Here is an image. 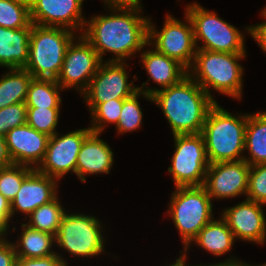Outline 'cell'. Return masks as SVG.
Here are the masks:
<instances>
[{
	"label": "cell",
	"mask_w": 266,
	"mask_h": 266,
	"mask_svg": "<svg viewBox=\"0 0 266 266\" xmlns=\"http://www.w3.org/2000/svg\"><path fill=\"white\" fill-rule=\"evenodd\" d=\"M141 61L149 80L160 85L162 89L179 83L188 75V70L178 61L158 52L156 49L140 52Z\"/></svg>",
	"instance_id": "20"
},
{
	"label": "cell",
	"mask_w": 266,
	"mask_h": 266,
	"mask_svg": "<svg viewBox=\"0 0 266 266\" xmlns=\"http://www.w3.org/2000/svg\"><path fill=\"white\" fill-rule=\"evenodd\" d=\"M63 90L53 79L32 78L25 100L27 108H60V91Z\"/></svg>",
	"instance_id": "26"
},
{
	"label": "cell",
	"mask_w": 266,
	"mask_h": 266,
	"mask_svg": "<svg viewBox=\"0 0 266 266\" xmlns=\"http://www.w3.org/2000/svg\"><path fill=\"white\" fill-rule=\"evenodd\" d=\"M140 95L153 102L151 95L139 90L129 98L124 99L119 122L116 126L119 134L132 132L142 126L143 113L138 101V97H141Z\"/></svg>",
	"instance_id": "29"
},
{
	"label": "cell",
	"mask_w": 266,
	"mask_h": 266,
	"mask_svg": "<svg viewBox=\"0 0 266 266\" xmlns=\"http://www.w3.org/2000/svg\"><path fill=\"white\" fill-rule=\"evenodd\" d=\"M249 170L244 159L209 164L203 186L212 200L246 195Z\"/></svg>",
	"instance_id": "14"
},
{
	"label": "cell",
	"mask_w": 266,
	"mask_h": 266,
	"mask_svg": "<svg viewBox=\"0 0 266 266\" xmlns=\"http://www.w3.org/2000/svg\"><path fill=\"white\" fill-rule=\"evenodd\" d=\"M125 62L103 61L90 80L88 88L81 94L91 112L98 104L112 99H126L138 91L133 81L128 83Z\"/></svg>",
	"instance_id": "11"
},
{
	"label": "cell",
	"mask_w": 266,
	"mask_h": 266,
	"mask_svg": "<svg viewBox=\"0 0 266 266\" xmlns=\"http://www.w3.org/2000/svg\"><path fill=\"white\" fill-rule=\"evenodd\" d=\"M84 0H29L31 22L40 26L64 27L83 31L86 18L82 14Z\"/></svg>",
	"instance_id": "15"
},
{
	"label": "cell",
	"mask_w": 266,
	"mask_h": 266,
	"mask_svg": "<svg viewBox=\"0 0 266 266\" xmlns=\"http://www.w3.org/2000/svg\"><path fill=\"white\" fill-rule=\"evenodd\" d=\"M64 27L40 26L32 23L29 59L25 70L33 78L56 80L60 74L68 46L77 37Z\"/></svg>",
	"instance_id": "5"
},
{
	"label": "cell",
	"mask_w": 266,
	"mask_h": 266,
	"mask_svg": "<svg viewBox=\"0 0 266 266\" xmlns=\"http://www.w3.org/2000/svg\"><path fill=\"white\" fill-rule=\"evenodd\" d=\"M5 234L7 235L8 233H6L2 228H0V243L6 239Z\"/></svg>",
	"instance_id": "43"
},
{
	"label": "cell",
	"mask_w": 266,
	"mask_h": 266,
	"mask_svg": "<svg viewBox=\"0 0 266 266\" xmlns=\"http://www.w3.org/2000/svg\"><path fill=\"white\" fill-rule=\"evenodd\" d=\"M11 218V203L0 193V228L5 232L9 229V221H11Z\"/></svg>",
	"instance_id": "38"
},
{
	"label": "cell",
	"mask_w": 266,
	"mask_h": 266,
	"mask_svg": "<svg viewBox=\"0 0 266 266\" xmlns=\"http://www.w3.org/2000/svg\"><path fill=\"white\" fill-rule=\"evenodd\" d=\"M68 46L56 82L64 90L76 88L82 94L102 63L92 45L81 35Z\"/></svg>",
	"instance_id": "12"
},
{
	"label": "cell",
	"mask_w": 266,
	"mask_h": 266,
	"mask_svg": "<svg viewBox=\"0 0 266 266\" xmlns=\"http://www.w3.org/2000/svg\"><path fill=\"white\" fill-rule=\"evenodd\" d=\"M32 27L10 29L0 26V66L25 68L29 59V38Z\"/></svg>",
	"instance_id": "21"
},
{
	"label": "cell",
	"mask_w": 266,
	"mask_h": 266,
	"mask_svg": "<svg viewBox=\"0 0 266 266\" xmlns=\"http://www.w3.org/2000/svg\"><path fill=\"white\" fill-rule=\"evenodd\" d=\"M58 199L57 196L51 202L35 209L29 215V223L27 222L25 224L33 229L56 236L62 217L66 212Z\"/></svg>",
	"instance_id": "27"
},
{
	"label": "cell",
	"mask_w": 266,
	"mask_h": 266,
	"mask_svg": "<svg viewBox=\"0 0 266 266\" xmlns=\"http://www.w3.org/2000/svg\"><path fill=\"white\" fill-rule=\"evenodd\" d=\"M101 225L96 216L65 212L55 236L56 244L77 257H96L105 252Z\"/></svg>",
	"instance_id": "8"
},
{
	"label": "cell",
	"mask_w": 266,
	"mask_h": 266,
	"mask_svg": "<svg viewBox=\"0 0 266 266\" xmlns=\"http://www.w3.org/2000/svg\"><path fill=\"white\" fill-rule=\"evenodd\" d=\"M264 204L243 200L234 206L228 207L220 215L232 231L235 239L255 242L259 245L266 240V218Z\"/></svg>",
	"instance_id": "16"
},
{
	"label": "cell",
	"mask_w": 266,
	"mask_h": 266,
	"mask_svg": "<svg viewBox=\"0 0 266 266\" xmlns=\"http://www.w3.org/2000/svg\"><path fill=\"white\" fill-rule=\"evenodd\" d=\"M16 259L13 243L5 239L0 243V266H15Z\"/></svg>",
	"instance_id": "36"
},
{
	"label": "cell",
	"mask_w": 266,
	"mask_h": 266,
	"mask_svg": "<svg viewBox=\"0 0 266 266\" xmlns=\"http://www.w3.org/2000/svg\"><path fill=\"white\" fill-rule=\"evenodd\" d=\"M212 205L204 186H179L172 193L167 212L181 235L182 257L187 258L191 241L214 218Z\"/></svg>",
	"instance_id": "6"
},
{
	"label": "cell",
	"mask_w": 266,
	"mask_h": 266,
	"mask_svg": "<svg viewBox=\"0 0 266 266\" xmlns=\"http://www.w3.org/2000/svg\"><path fill=\"white\" fill-rule=\"evenodd\" d=\"M60 108H27V124L49 137L56 134Z\"/></svg>",
	"instance_id": "32"
},
{
	"label": "cell",
	"mask_w": 266,
	"mask_h": 266,
	"mask_svg": "<svg viewBox=\"0 0 266 266\" xmlns=\"http://www.w3.org/2000/svg\"><path fill=\"white\" fill-rule=\"evenodd\" d=\"M110 10L112 14L86 20L81 35L96 50L102 62L107 52L115 55L107 62H125L148 45L149 17L141 14L142 8Z\"/></svg>",
	"instance_id": "1"
},
{
	"label": "cell",
	"mask_w": 266,
	"mask_h": 266,
	"mask_svg": "<svg viewBox=\"0 0 266 266\" xmlns=\"http://www.w3.org/2000/svg\"><path fill=\"white\" fill-rule=\"evenodd\" d=\"M13 164L5 142V138L0 135V168Z\"/></svg>",
	"instance_id": "40"
},
{
	"label": "cell",
	"mask_w": 266,
	"mask_h": 266,
	"mask_svg": "<svg viewBox=\"0 0 266 266\" xmlns=\"http://www.w3.org/2000/svg\"><path fill=\"white\" fill-rule=\"evenodd\" d=\"M185 9V14L188 15L193 26L197 49L246 53L245 37L234 25L218 17L214 11L203 8L197 2L187 5ZM200 40L204 43L202 46L198 44Z\"/></svg>",
	"instance_id": "7"
},
{
	"label": "cell",
	"mask_w": 266,
	"mask_h": 266,
	"mask_svg": "<svg viewBox=\"0 0 266 266\" xmlns=\"http://www.w3.org/2000/svg\"><path fill=\"white\" fill-rule=\"evenodd\" d=\"M27 122V107L25 102L17 103L0 109V135L5 136L15 127Z\"/></svg>",
	"instance_id": "34"
},
{
	"label": "cell",
	"mask_w": 266,
	"mask_h": 266,
	"mask_svg": "<svg viewBox=\"0 0 266 266\" xmlns=\"http://www.w3.org/2000/svg\"><path fill=\"white\" fill-rule=\"evenodd\" d=\"M124 99H112L105 103L98 104L90 113L92 115V132L102 133L106 124H115L117 126L120 113L123 107Z\"/></svg>",
	"instance_id": "31"
},
{
	"label": "cell",
	"mask_w": 266,
	"mask_h": 266,
	"mask_svg": "<svg viewBox=\"0 0 266 266\" xmlns=\"http://www.w3.org/2000/svg\"><path fill=\"white\" fill-rule=\"evenodd\" d=\"M33 76L24 68L10 69L0 78V109L25 102Z\"/></svg>",
	"instance_id": "25"
},
{
	"label": "cell",
	"mask_w": 266,
	"mask_h": 266,
	"mask_svg": "<svg viewBox=\"0 0 266 266\" xmlns=\"http://www.w3.org/2000/svg\"><path fill=\"white\" fill-rule=\"evenodd\" d=\"M256 266H266V262L264 264H261V265L257 264Z\"/></svg>",
	"instance_id": "45"
},
{
	"label": "cell",
	"mask_w": 266,
	"mask_h": 266,
	"mask_svg": "<svg viewBox=\"0 0 266 266\" xmlns=\"http://www.w3.org/2000/svg\"><path fill=\"white\" fill-rule=\"evenodd\" d=\"M184 15L187 23L166 14L161 31L153 26L149 18L148 46L153 45L158 52L178 61L189 70L194 62L197 46L191 20L187 14Z\"/></svg>",
	"instance_id": "10"
},
{
	"label": "cell",
	"mask_w": 266,
	"mask_h": 266,
	"mask_svg": "<svg viewBox=\"0 0 266 266\" xmlns=\"http://www.w3.org/2000/svg\"><path fill=\"white\" fill-rule=\"evenodd\" d=\"M110 8H143L140 0H102Z\"/></svg>",
	"instance_id": "39"
},
{
	"label": "cell",
	"mask_w": 266,
	"mask_h": 266,
	"mask_svg": "<svg viewBox=\"0 0 266 266\" xmlns=\"http://www.w3.org/2000/svg\"><path fill=\"white\" fill-rule=\"evenodd\" d=\"M263 11H261L265 16H266V7L264 9H262Z\"/></svg>",
	"instance_id": "44"
},
{
	"label": "cell",
	"mask_w": 266,
	"mask_h": 266,
	"mask_svg": "<svg viewBox=\"0 0 266 266\" xmlns=\"http://www.w3.org/2000/svg\"><path fill=\"white\" fill-rule=\"evenodd\" d=\"M200 266H252V264H249V263L247 264L241 260H238L236 257L234 258L231 256L227 258L226 260H224L223 262L214 263V265L213 264H209V265L200 264Z\"/></svg>",
	"instance_id": "41"
},
{
	"label": "cell",
	"mask_w": 266,
	"mask_h": 266,
	"mask_svg": "<svg viewBox=\"0 0 266 266\" xmlns=\"http://www.w3.org/2000/svg\"><path fill=\"white\" fill-rule=\"evenodd\" d=\"M244 160L250 165L266 164V111L247 114Z\"/></svg>",
	"instance_id": "23"
},
{
	"label": "cell",
	"mask_w": 266,
	"mask_h": 266,
	"mask_svg": "<svg viewBox=\"0 0 266 266\" xmlns=\"http://www.w3.org/2000/svg\"><path fill=\"white\" fill-rule=\"evenodd\" d=\"M58 180L34 169L22 182L16 197L10 202L12 217L20 211L30 215L38 207L57 197Z\"/></svg>",
	"instance_id": "18"
},
{
	"label": "cell",
	"mask_w": 266,
	"mask_h": 266,
	"mask_svg": "<svg viewBox=\"0 0 266 266\" xmlns=\"http://www.w3.org/2000/svg\"><path fill=\"white\" fill-rule=\"evenodd\" d=\"M246 125L247 114L234 116L216 102L201 131L209 164L244 158Z\"/></svg>",
	"instance_id": "3"
},
{
	"label": "cell",
	"mask_w": 266,
	"mask_h": 266,
	"mask_svg": "<svg viewBox=\"0 0 266 266\" xmlns=\"http://www.w3.org/2000/svg\"><path fill=\"white\" fill-rule=\"evenodd\" d=\"M261 15L265 18L264 22L246 27L245 30L254 38L260 48L266 53V16L262 12Z\"/></svg>",
	"instance_id": "37"
},
{
	"label": "cell",
	"mask_w": 266,
	"mask_h": 266,
	"mask_svg": "<svg viewBox=\"0 0 266 266\" xmlns=\"http://www.w3.org/2000/svg\"><path fill=\"white\" fill-rule=\"evenodd\" d=\"M0 26L10 29L32 27L29 0H0Z\"/></svg>",
	"instance_id": "28"
},
{
	"label": "cell",
	"mask_w": 266,
	"mask_h": 266,
	"mask_svg": "<svg viewBox=\"0 0 266 266\" xmlns=\"http://www.w3.org/2000/svg\"><path fill=\"white\" fill-rule=\"evenodd\" d=\"M22 233L19 240L14 244L17 257L22 258H43L54 255L52 244L56 243L55 235L33 229L23 223Z\"/></svg>",
	"instance_id": "24"
},
{
	"label": "cell",
	"mask_w": 266,
	"mask_h": 266,
	"mask_svg": "<svg viewBox=\"0 0 266 266\" xmlns=\"http://www.w3.org/2000/svg\"><path fill=\"white\" fill-rule=\"evenodd\" d=\"M100 133L91 132L83 141L76 162V175L86 182L85 175L109 174L114 154L108 143L102 140Z\"/></svg>",
	"instance_id": "19"
},
{
	"label": "cell",
	"mask_w": 266,
	"mask_h": 266,
	"mask_svg": "<svg viewBox=\"0 0 266 266\" xmlns=\"http://www.w3.org/2000/svg\"><path fill=\"white\" fill-rule=\"evenodd\" d=\"M175 151L168 167L175 187L203 186L209 161L201 133L173 135Z\"/></svg>",
	"instance_id": "9"
},
{
	"label": "cell",
	"mask_w": 266,
	"mask_h": 266,
	"mask_svg": "<svg viewBox=\"0 0 266 266\" xmlns=\"http://www.w3.org/2000/svg\"><path fill=\"white\" fill-rule=\"evenodd\" d=\"M147 82L137 89L151 95L160 106L173 135L201 133L209 110L216 104L214 98L189 75L165 89L146 87Z\"/></svg>",
	"instance_id": "2"
},
{
	"label": "cell",
	"mask_w": 266,
	"mask_h": 266,
	"mask_svg": "<svg viewBox=\"0 0 266 266\" xmlns=\"http://www.w3.org/2000/svg\"><path fill=\"white\" fill-rule=\"evenodd\" d=\"M168 266V265H167ZM169 266H187L186 257L179 256L174 263ZM189 266V265H188ZM196 266V265H195ZM200 266V265H197Z\"/></svg>",
	"instance_id": "42"
},
{
	"label": "cell",
	"mask_w": 266,
	"mask_h": 266,
	"mask_svg": "<svg viewBox=\"0 0 266 266\" xmlns=\"http://www.w3.org/2000/svg\"><path fill=\"white\" fill-rule=\"evenodd\" d=\"M246 196L248 200L266 205V164L250 166Z\"/></svg>",
	"instance_id": "33"
},
{
	"label": "cell",
	"mask_w": 266,
	"mask_h": 266,
	"mask_svg": "<svg viewBox=\"0 0 266 266\" xmlns=\"http://www.w3.org/2000/svg\"><path fill=\"white\" fill-rule=\"evenodd\" d=\"M246 53H223L197 49L188 75L207 93L210 88L235 99L242 98L243 66L239 63Z\"/></svg>",
	"instance_id": "4"
},
{
	"label": "cell",
	"mask_w": 266,
	"mask_h": 266,
	"mask_svg": "<svg viewBox=\"0 0 266 266\" xmlns=\"http://www.w3.org/2000/svg\"><path fill=\"white\" fill-rule=\"evenodd\" d=\"M15 266H68L60 253L43 258L17 257Z\"/></svg>",
	"instance_id": "35"
},
{
	"label": "cell",
	"mask_w": 266,
	"mask_h": 266,
	"mask_svg": "<svg viewBox=\"0 0 266 266\" xmlns=\"http://www.w3.org/2000/svg\"><path fill=\"white\" fill-rule=\"evenodd\" d=\"M235 241L232 231L225 220L220 217L217 220L213 218L206 224L191 243L197 244L214 256H222L232 249Z\"/></svg>",
	"instance_id": "22"
},
{
	"label": "cell",
	"mask_w": 266,
	"mask_h": 266,
	"mask_svg": "<svg viewBox=\"0 0 266 266\" xmlns=\"http://www.w3.org/2000/svg\"><path fill=\"white\" fill-rule=\"evenodd\" d=\"M4 138L13 164L36 169L44 158L50 137L26 123L10 130Z\"/></svg>",
	"instance_id": "17"
},
{
	"label": "cell",
	"mask_w": 266,
	"mask_h": 266,
	"mask_svg": "<svg viewBox=\"0 0 266 266\" xmlns=\"http://www.w3.org/2000/svg\"><path fill=\"white\" fill-rule=\"evenodd\" d=\"M92 132L88 128L77 129L64 135L57 132L49 138L42 162L36 168L40 173L59 180L65 174H76L77 156L84 139Z\"/></svg>",
	"instance_id": "13"
},
{
	"label": "cell",
	"mask_w": 266,
	"mask_h": 266,
	"mask_svg": "<svg viewBox=\"0 0 266 266\" xmlns=\"http://www.w3.org/2000/svg\"><path fill=\"white\" fill-rule=\"evenodd\" d=\"M33 170L34 168L19 164L0 168V193L11 202L16 197L24 179Z\"/></svg>",
	"instance_id": "30"
}]
</instances>
